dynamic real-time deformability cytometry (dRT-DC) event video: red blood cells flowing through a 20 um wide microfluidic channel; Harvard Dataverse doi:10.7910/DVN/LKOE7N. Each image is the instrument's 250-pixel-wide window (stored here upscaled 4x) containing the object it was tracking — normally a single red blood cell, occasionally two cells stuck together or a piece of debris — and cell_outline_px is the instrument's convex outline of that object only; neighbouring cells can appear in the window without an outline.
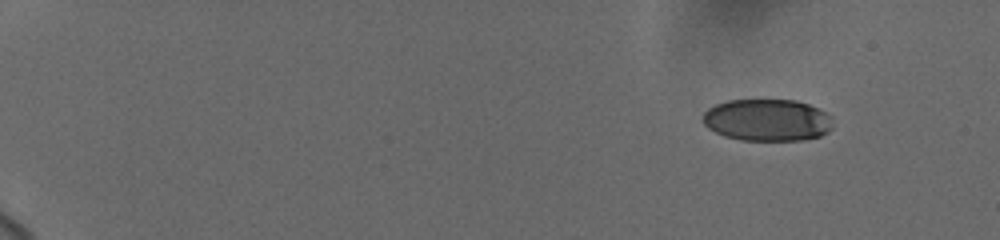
{"species": "human", "species_latin": "Homo sapiens", "temperature_condition": "cold", "stored_images_in_passage": 14, "camera_frame_rate_fps": 3000, "um_per_image_px": 0.085, "donor": {"sex": "female"}, "frame": {"image": 1, "passage_image": 1, "time_ms": 0.0, "image_size_px": [1000, 240], "cell_outline_px": [[832, 128], [828, 132], [820, 136], [804, 140], [740, 140], [724, 136], [708, 128], [700, 120], [704, 112], [708, 108], [716, 104], [728, 100], [796, 100], [808, 104], [832, 116]], "centroid_in_image_um": [65.2, 10.21], "position_along_channel_um": 19.8, "area_um2": 32.02}}
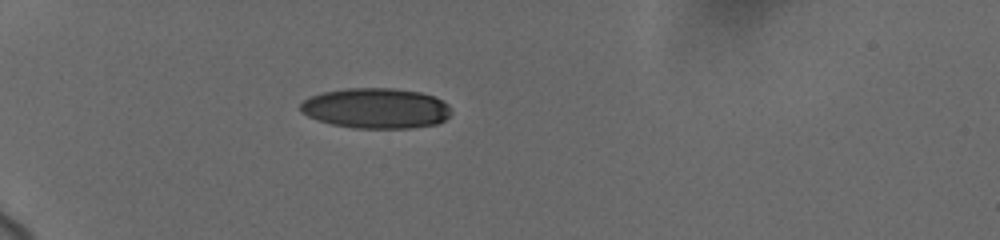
{"frame": {"image": 2, "passage_image": 7, "time_ms": 4.333, "image_size_px": [1000, 240], "cell_outline_px": [[452, 112], [444, 120], [436, 124], [412, 128], [352, 128], [332, 124], [316, 120], [300, 112], [300, 104], [308, 96], [324, 92], [348, 88], [392, 88], [420, 92], [432, 96], [448, 104]], "centroid_in_image_um": [31.93, 9.21], "position_along_channel_um": 53.1, "area_um2": 35.55}}
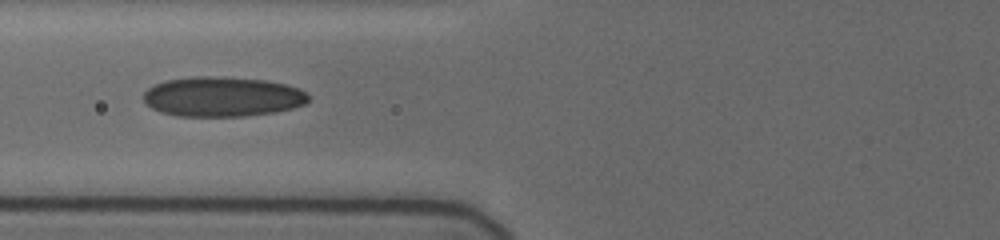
{"frame": {"image": 3, "passage_image": 12, "time_ms": 6.667, "image_size_px": [1000, 240], "cell_outline_px": [[308, 100], [304, 104], [292, 108], [276, 112], [244, 116], [176, 116], [160, 112], [152, 108], [144, 100], [144, 92], [148, 88], [164, 80], [192, 76], [208, 76], [264, 80], [284, 84], [300, 88], [308, 92]], "centroid_in_image_um": [18.9, 8.22], "position_along_channel_um": 106.9, "area_um2": 38.32}}